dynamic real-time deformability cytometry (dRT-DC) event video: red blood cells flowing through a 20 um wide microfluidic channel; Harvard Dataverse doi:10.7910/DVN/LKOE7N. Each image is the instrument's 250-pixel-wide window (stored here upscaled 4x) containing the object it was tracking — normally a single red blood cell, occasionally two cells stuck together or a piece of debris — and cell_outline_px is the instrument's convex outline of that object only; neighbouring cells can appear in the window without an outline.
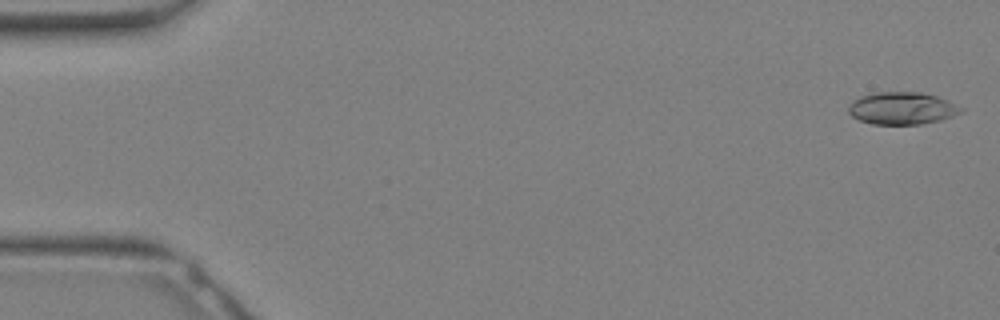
{"species": "Egyptian fruit bat (a non-hibernating species)", "species_latin": "Rousettus aegyptiacus", "temperature_condition": "warm", "stored_images_in_passage": 7, "camera_frame_rate_fps": 3000, "um_per_image_px": 0.085, "animal": {"sex": "female"}, "frame": {"image": 1, "passage_image": 1, "time_ms": 0.0, "image_size_px": [1000, 320], "cell_outline_px": [[964, 108], [960, 112], [952, 116], [940, 120], [920, 124], [872, 124], [860, 120], [852, 116], [848, 112], [848, 108], [852, 100], [860, 96], [872, 92], [924, 92], [948, 100]], "centroid_in_image_um": [76.65, 9.19], "position_along_channel_um": 8.3, "area_um2": 21.27}}